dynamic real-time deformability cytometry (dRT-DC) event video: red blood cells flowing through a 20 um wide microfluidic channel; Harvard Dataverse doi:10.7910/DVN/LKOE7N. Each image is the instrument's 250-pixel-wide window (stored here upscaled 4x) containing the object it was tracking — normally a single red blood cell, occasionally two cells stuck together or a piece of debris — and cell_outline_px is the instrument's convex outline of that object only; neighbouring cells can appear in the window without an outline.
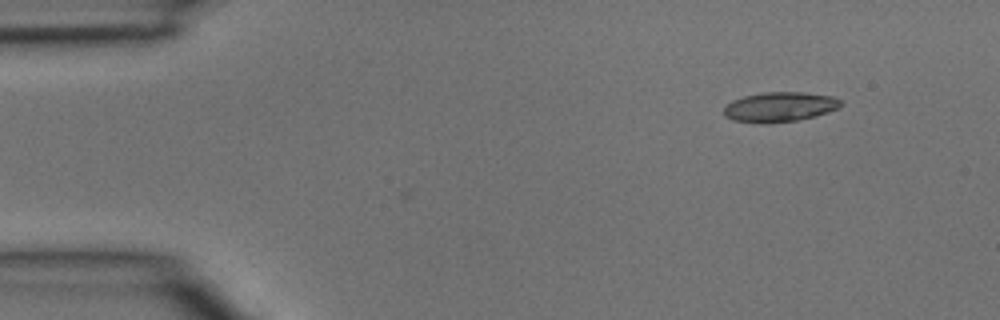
{"species": "common noctule bat (a hibernating species)", "species_latin": "Nyctalus noctula", "temperature_condition": "room temperature", "stored_images_in_passage": 3, "camera_frame_rate_fps": 3000, "um_per_image_px": 0.085, "animal": {"sex": "male", "body_mass_g": 15.6}, "frame": {"image": 1, "passage_image": 1, "time_ms": 0.0, "image_size_px": [1000, 320], "cell_outline_px": [[840, 104], [836, 108], [828, 112], [816, 116], [796, 120], [732, 120], [724, 116], [724, 108], [732, 100], [744, 96], [764, 92], [804, 92], [832, 96], [840, 100]], "centroid_in_image_um": [66.3, 9.03], "position_along_channel_um": 18.7, "area_um2": 19.31}}
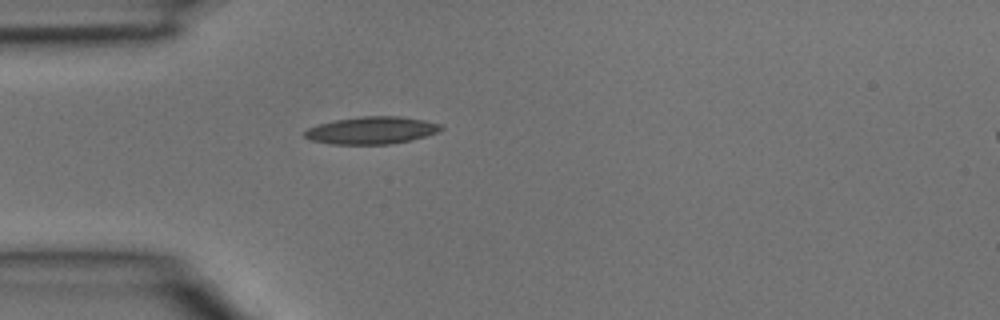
{"frame": {"image": 2, "passage_image": 3, "time_ms": 0.667, "image_size_px": [1000, 320], "cell_outline_px": [[444, 128], [436, 132], [412, 140], [388, 144], [332, 144], [312, 140], [304, 136], [304, 132], [308, 128], [320, 124], [336, 120], [360, 116], [400, 116], [424, 120], [440, 124]], "centroid_in_image_um": [31.6, 11.07], "position_along_channel_um": 53.4, "area_um2": 21.5}}